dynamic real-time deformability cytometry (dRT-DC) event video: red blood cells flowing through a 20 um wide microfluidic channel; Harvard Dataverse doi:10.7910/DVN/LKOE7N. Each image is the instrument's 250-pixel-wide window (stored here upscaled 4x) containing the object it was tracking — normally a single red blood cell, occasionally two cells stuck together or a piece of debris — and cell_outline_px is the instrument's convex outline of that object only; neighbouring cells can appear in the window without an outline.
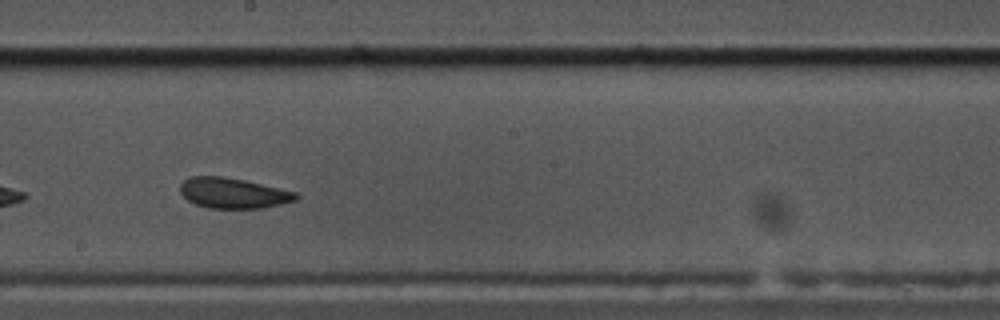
{"species": "common noctule bat (a hibernating species)", "species_latin": "Nyctalus noctula", "temperature_condition": "cold", "stored_images_in_passage": 39, "camera_frame_rate_fps": 3000, "um_per_image_px": 0.085, "animal": {"sex": "male", "body_mass_g": 17.5, "forearm_length_mm": 52.3}, "frame": {"image": 1, "passage_image": 17, "time_ms": 5.333, "image_size_px": [1000, 320], "cell_outline_px": [[300, 196], [296, 200], [264, 208], [208, 208], [196, 204], [188, 200], [180, 192], [180, 184], [188, 176], [224, 176], [244, 180], [300, 192]], "centroid_in_image_um": [19.85, 16.4], "position_along_channel_um": 228.3, "area_um2": 20.75}, "authors_computed_cell_mechanics": {"area_um2": 21.3282, "velocity_mm_per_s": 3.3203, "shape_relaxation_time_tau1_ms": 8.6781, "shape_relaxation_time_tau2_ms": 2.9399, "deformation_change_tau1": 0.1339, "deformation_change_tau2": 0.082}}